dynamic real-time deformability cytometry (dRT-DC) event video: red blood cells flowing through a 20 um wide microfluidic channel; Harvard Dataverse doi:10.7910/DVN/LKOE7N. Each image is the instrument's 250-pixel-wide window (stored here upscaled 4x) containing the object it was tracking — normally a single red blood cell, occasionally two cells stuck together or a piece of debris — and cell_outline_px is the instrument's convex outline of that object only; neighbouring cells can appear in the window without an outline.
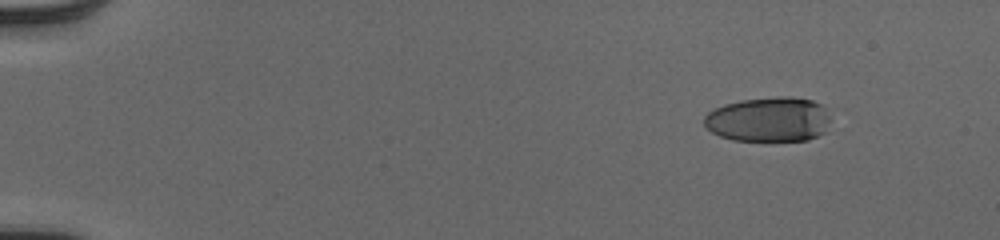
{"species": "human", "species_latin": "Homo sapiens", "temperature_condition": "cold", "stored_images_in_passage": 47, "camera_frame_rate_fps": 3000, "um_per_image_px": 0.085, "donor": {"sex": "male"}, "frame": {"image": 1, "passage_image": 1, "time_ms": 0.0, "image_size_px": [1000, 240], "cell_outline_px": [[828, 120], [824, 132], [808, 140], [732, 140], [720, 136], [712, 132], [704, 124], [704, 116], [708, 112], [724, 104], [740, 100], [776, 96], [788, 96], [812, 100], [824, 104], [828, 116]], "centroid_in_image_um": [65.33, 10.13], "position_along_channel_um": 19.7, "area_um2": 32.95}}
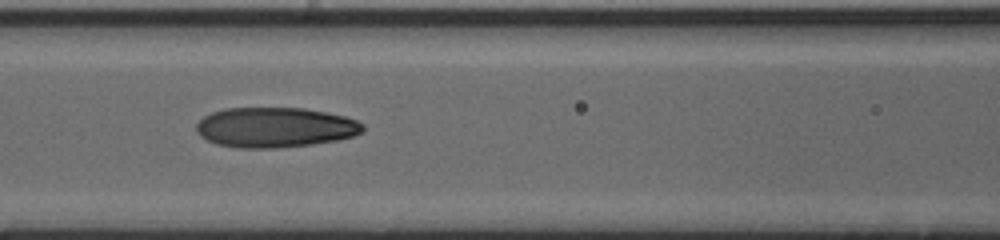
{"frame": {"image": 2, "passage_image": 20, "time_ms": 6.333, "image_size_px": [1000, 240], "cell_outline_px": [[364, 128], [360, 132], [352, 136], [336, 140], [312, 144], [276, 148], [240, 148], [216, 144], [200, 136], [196, 132], [196, 124], [204, 116], [212, 112], [224, 108], [304, 108], [344, 116], [356, 120], [364, 124]], "centroid_in_image_um": [23.34, 10.83], "position_along_channel_um": 143.3, "area_um2": 38.78}}
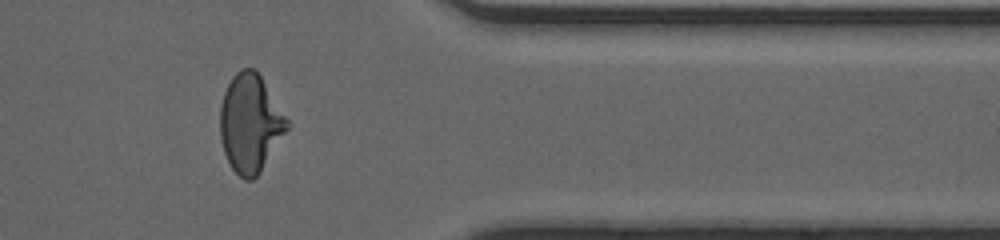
{"frame": {"image": 3, "passage_image": 39, "time_ms": 12.667, "image_size_px": [1000, 240], "cell_outline_px": [[288, 128], [260, 172], [252, 180], [244, 180], [232, 168], [224, 152], [220, 136], [220, 108], [224, 92], [232, 76], [240, 68], [256, 68], [288, 120]], "centroid_in_image_um": [21.25, 10.45], "position_along_channel_um": 390.1, "area_um2": 37.92}, "authors_computed_cell_mechanics": {"area_um2": 37.3388, "velocity_mm_per_s": 4.0742, "shape_relaxation_time_tau1_ms": 4.3789, "shape_relaxation_time_tau2_ms": 1.3596, "deformation_change_tau1": 0.2131, "deformation_change_tau2": 0.0721}}